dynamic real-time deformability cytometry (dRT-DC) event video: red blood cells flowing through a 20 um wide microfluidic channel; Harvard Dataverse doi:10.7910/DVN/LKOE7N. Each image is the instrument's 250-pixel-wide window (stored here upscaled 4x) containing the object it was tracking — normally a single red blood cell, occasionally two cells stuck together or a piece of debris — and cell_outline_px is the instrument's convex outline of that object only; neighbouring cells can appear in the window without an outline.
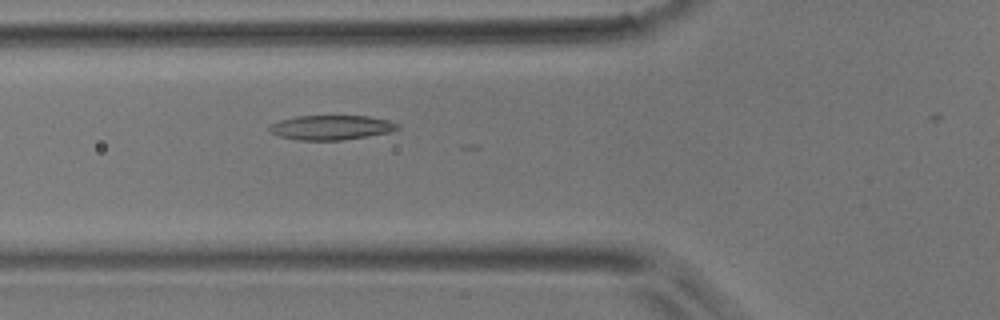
{"species": "common noctule bat (a hibernating species)", "species_latin": "Nyctalus noctula", "temperature_condition": "room temperature", "stored_images_in_passage": 6, "camera_frame_rate_fps": 3000, "um_per_image_px": 0.085, "animal": {"sex": "male", "body_mass_g": 17.9}, "frame": {"image": 1, "passage_image": 5, "time_ms": 1.333, "image_size_px": [1000, 320], "cell_outline_px": [[400, 128], [388, 132], [340, 140], [296, 140], [280, 136], [272, 132], [268, 128], [272, 124], [280, 120], [296, 116], [368, 116], [388, 120], [400, 124]], "centroid_in_image_um": [28.15, 10.83], "position_along_channel_um": 97.6, "area_um2": 18.09}}